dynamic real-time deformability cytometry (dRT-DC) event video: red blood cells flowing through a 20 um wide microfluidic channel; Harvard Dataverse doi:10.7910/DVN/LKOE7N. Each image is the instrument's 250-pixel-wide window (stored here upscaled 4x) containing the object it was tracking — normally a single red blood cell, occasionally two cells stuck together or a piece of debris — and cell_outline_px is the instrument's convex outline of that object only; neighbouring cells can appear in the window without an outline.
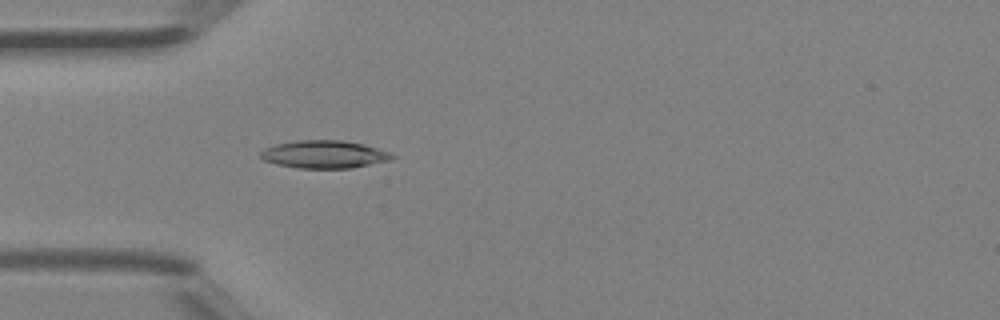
{"species": "Egyptian fruit bat (a non-hibernating species)", "species_latin": "Rousettus aegyptiacus", "temperature_condition": "room temperature", "stored_images_in_passage": 4, "camera_frame_rate_fps": 3000, "um_per_image_px": 0.085, "animal": {"sex": "female"}, "frame": {"image": 1, "passage_image": 4, "time_ms": 1.0, "image_size_px": [1000, 320], "cell_outline_px": [[396, 156], [392, 160], [352, 168], [300, 168], [276, 164], [264, 160], [260, 156], [260, 152], [264, 148], [276, 144], [296, 140], [344, 140], [364, 144], [388, 152]], "centroid_in_image_um": [27.56, 13.12], "position_along_channel_um": 57.4, "area_um2": 21.33}}